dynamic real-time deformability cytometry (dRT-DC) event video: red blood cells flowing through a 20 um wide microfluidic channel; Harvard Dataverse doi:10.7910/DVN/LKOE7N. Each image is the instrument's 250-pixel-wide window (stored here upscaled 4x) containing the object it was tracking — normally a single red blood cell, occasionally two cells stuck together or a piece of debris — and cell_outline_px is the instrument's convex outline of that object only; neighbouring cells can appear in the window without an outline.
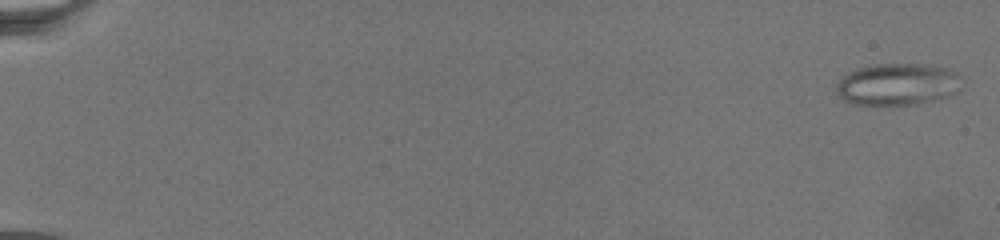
{"species": "common noctule bat (a hibernating species)", "species_latin": "Nyctalus noctula", "temperature_condition": "warm", "stored_images_in_passage": 53, "camera_frame_rate_fps": 3000, "um_per_image_px": 0.085, "animal": {"sex": "female", "body_mass_g": 19.5, "forearm_length_mm": 54.1}, "frame": {"image": 1, "passage_image": 2, "time_ms": 0.333, "image_size_px": [1000, 240], "cell_outline_px": [[960, 92], [948, 96], [916, 104], [852, 104], [844, 100], [836, 92], [836, 84], [848, 72], [856, 68], [876, 64], [920, 64], [948, 68], [956, 72], [960, 76]], "centroid_in_image_um": [76.3, 7.16], "position_along_channel_um": 8.7, "area_um2": 30.58}}
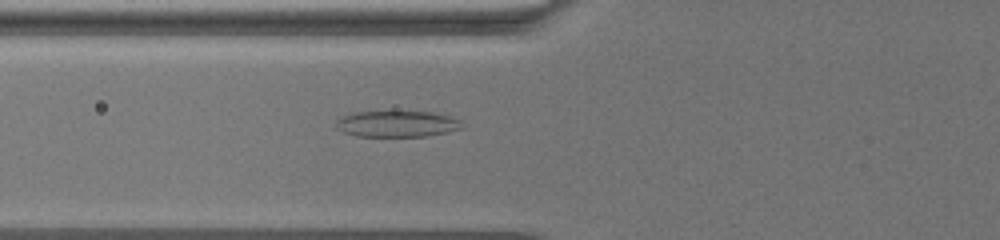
{"frame": {"image": 2, "passage_image": 43, "time_ms": 10.0, "image_size_px": [1000, 240], "cell_outline_px": [[464, 128], [448, 132], [424, 136], [356, 136], [344, 132], [336, 128], [336, 120], [340, 116], [352, 112], [392, 108], [432, 112], [452, 116], [460, 120]], "centroid_in_image_um": [33.72, 10.46], "position_along_channel_um": 92.1, "area_um2": 20.46}}
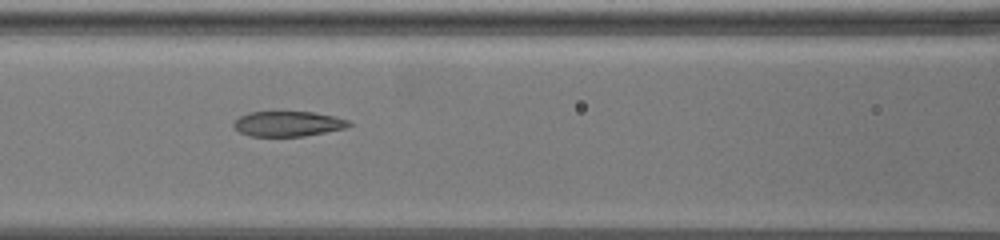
{"frame": {"image": 3, "passage_image": 52, "time_ms": 11.667, "image_size_px": [1000, 240], "cell_outline_px": [[352, 124], [348, 128], [304, 136], [248, 136], [240, 132], [232, 124], [240, 116], [248, 112], [280, 108], [312, 112], [336, 116], [348, 120]], "centroid_in_image_um": [24.48, 10.46], "position_along_channel_um": 142.1, "area_um2": 17.86}}